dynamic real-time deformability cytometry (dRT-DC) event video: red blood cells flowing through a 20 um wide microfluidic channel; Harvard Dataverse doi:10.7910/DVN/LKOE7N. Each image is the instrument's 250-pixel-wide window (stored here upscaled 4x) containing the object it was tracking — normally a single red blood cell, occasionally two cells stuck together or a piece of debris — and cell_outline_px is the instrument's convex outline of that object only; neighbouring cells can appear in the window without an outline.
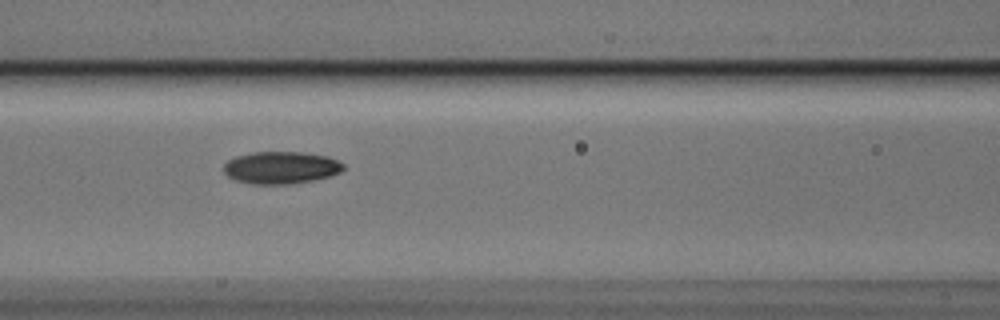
{"species": "Egyptian fruit bat (a non-hibernating species)", "species_latin": "Rousettus aegyptiacus", "temperature_condition": "cold", "stored_images_in_passage": 9, "camera_frame_rate_fps": 3000, "um_per_image_px": 0.085, "animal": {"sex": "male"}, "frame": {"image": 1, "passage_image": 8, "time_ms": 2.333, "image_size_px": [1000, 320], "cell_outline_px": [[344, 168], [340, 172], [332, 176], [292, 184], [252, 184], [236, 180], [228, 176], [224, 172], [224, 164], [228, 160], [236, 156], [252, 152], [300, 152], [328, 156], [344, 164]], "centroid_in_image_um": [23.89, 14.25], "position_along_channel_um": 142.7, "area_um2": 22.54}}
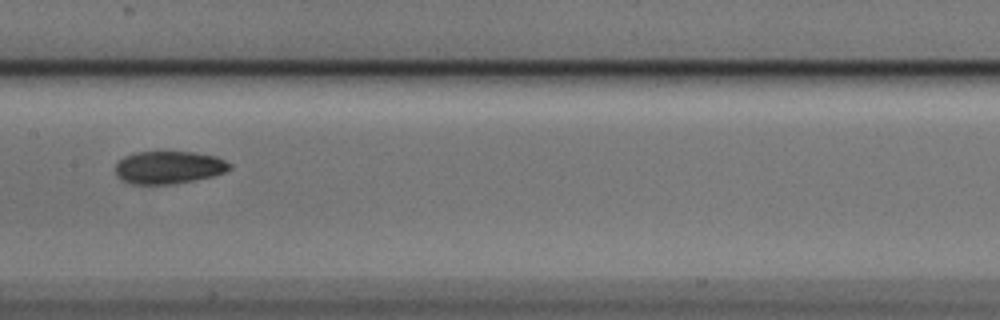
{"frame": {"image": 2, "passage_image": 9, "time_ms": 2.667, "image_size_px": [1000, 320], "cell_outline_px": [[232, 168], [224, 172], [212, 176], [172, 184], [132, 184], [120, 180], [116, 176], [116, 164], [124, 156], [136, 152], [196, 152], [216, 156], [232, 164]], "centroid_in_image_um": [14.33, 14.23], "position_along_channel_um": 193.1, "area_um2": 21.79}}